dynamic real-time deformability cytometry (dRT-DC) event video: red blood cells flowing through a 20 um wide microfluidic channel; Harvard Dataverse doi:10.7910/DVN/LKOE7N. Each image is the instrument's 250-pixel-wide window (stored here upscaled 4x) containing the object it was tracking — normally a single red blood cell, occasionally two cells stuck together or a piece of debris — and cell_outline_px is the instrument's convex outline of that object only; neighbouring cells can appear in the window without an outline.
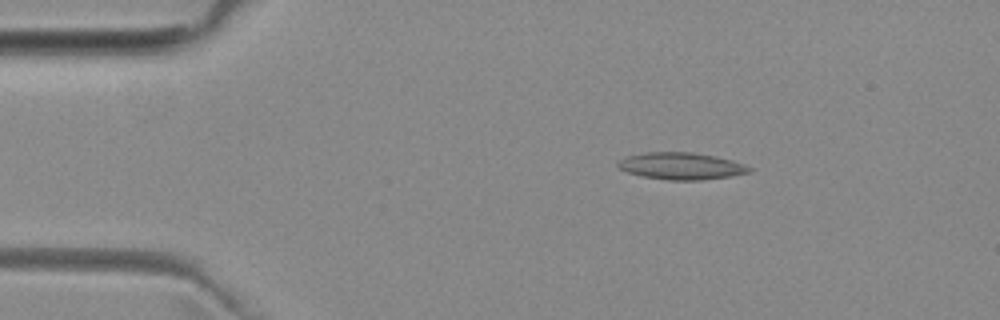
{"species": "common noctule bat (a hibernating species)", "species_latin": "Nyctalus noctula", "temperature_condition": "room temperature", "stored_images_in_passage": 5, "camera_frame_rate_fps": 3000, "um_per_image_px": 0.085, "animal": {"sex": "female", "body_mass_g": 29.2, "forearm_length_mm": 56.3}, "frame": {"image": 1, "passage_image": 1, "time_ms": 0.0, "image_size_px": [1000, 320], "cell_outline_px": [[752, 168], [748, 172], [728, 176], [700, 180], [668, 180], [644, 176], [628, 172], [620, 168], [616, 164], [624, 156], [644, 152], [692, 152], [716, 156], [732, 160], [744, 164]], "centroid_in_image_um": [57.87, 14.09], "position_along_channel_um": 27.1, "area_um2": 20.46}}
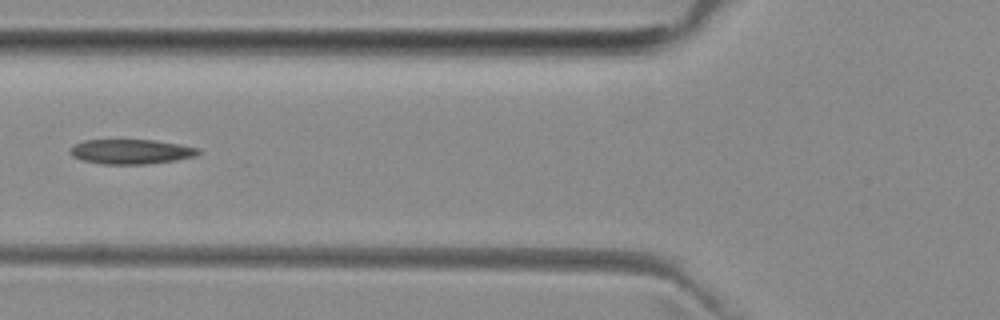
{"frame": {"image": 2, "passage_image": 4, "time_ms": 3.667, "image_size_px": [1000, 320], "cell_outline_px": [[200, 152], [196, 156], [176, 160], [144, 164], [100, 164], [84, 160], [72, 156], [68, 152], [76, 144], [84, 140], [156, 140], [180, 144], [200, 148]], "centroid_in_image_um": [11.17, 12.89], "position_along_channel_um": 114.6, "area_um2": 18.44}}
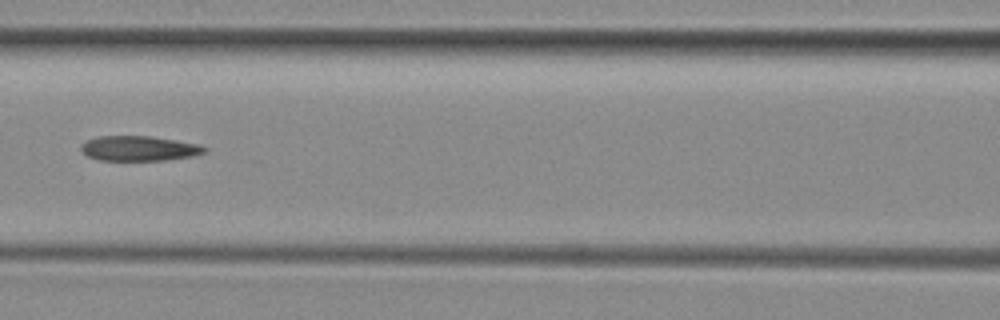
{"frame": {"image": 3, "passage_image": 5, "time_ms": 4.667, "image_size_px": [1000, 320], "cell_outline_px": [[208, 148], [204, 152], [192, 156], [164, 160], [100, 160], [88, 156], [80, 148], [80, 144], [96, 136], [152, 136], [200, 144]], "centroid_in_image_um": [11.82, 12.6], "position_along_channel_um": 154.8, "area_um2": 17.92}}